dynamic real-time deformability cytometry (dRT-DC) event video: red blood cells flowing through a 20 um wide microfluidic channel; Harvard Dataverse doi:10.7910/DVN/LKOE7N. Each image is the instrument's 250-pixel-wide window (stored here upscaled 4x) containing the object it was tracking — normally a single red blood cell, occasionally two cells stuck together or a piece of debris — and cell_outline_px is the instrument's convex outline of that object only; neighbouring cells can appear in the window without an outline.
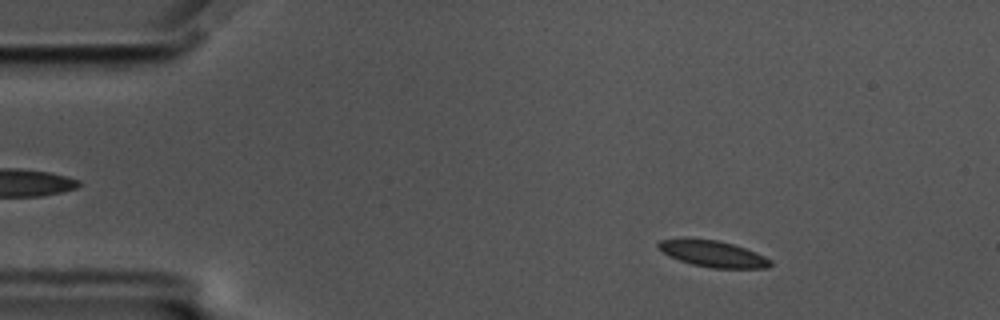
{"species": "common noctule bat (a hibernating species)", "species_latin": "Nyctalus noctula", "temperature_condition": "cold", "stored_images_in_passage": 57, "camera_frame_rate_fps": 3000, "um_per_image_px": 0.085, "animal": {"sex": "male", "body_mass_g": 17.5, "forearm_length_mm": 52.3}, "frame": {"image": 1, "passage_image": 8, "time_ms": 2.333, "image_size_px": [1000, 320], "cell_outline_px": [[772, 264], [768, 268], [712, 268], [692, 264], [668, 256], [656, 244], [660, 240], [684, 236], [688, 236], [716, 240], [732, 244], [756, 252], [772, 260]], "centroid_in_image_um": [60.56, 21.54], "position_along_channel_um": 24.4, "area_um2": 17.51}}
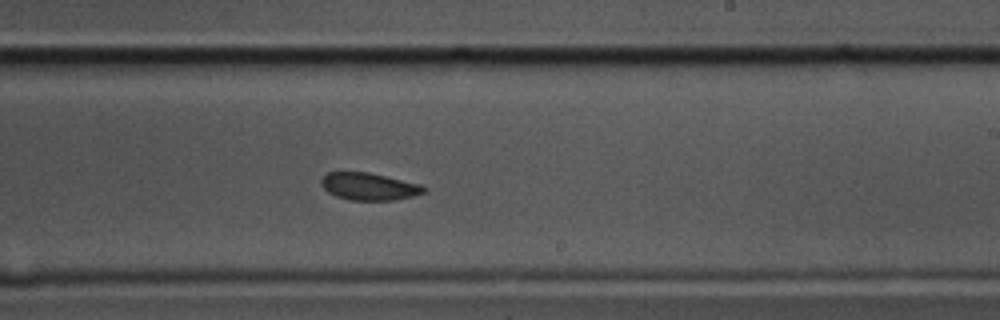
{"frame": {"image": 2, "passage_image": 34, "time_ms": 11.0, "image_size_px": [1000, 320], "cell_outline_px": [[428, 188], [424, 192], [412, 196], [396, 200], [348, 200], [336, 196], [328, 192], [320, 184], [320, 180], [328, 172], [368, 172], [420, 184]], "centroid_in_image_um": [31.35, 15.85], "position_along_channel_um": 257.6, "area_um2": 16.3}}
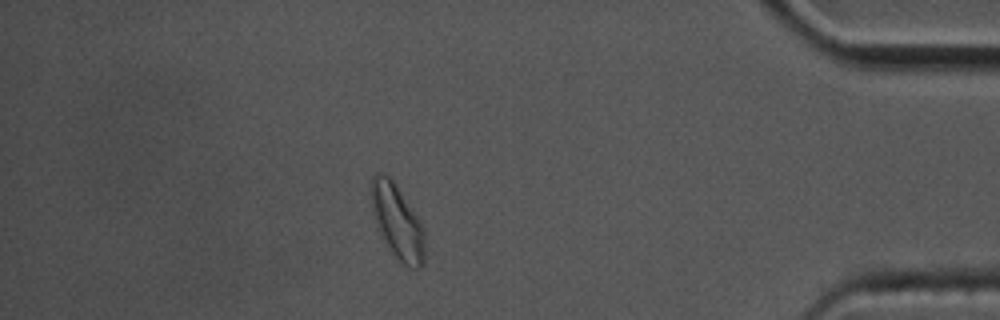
{"frame": {"image": 3, "passage_image": 50, "time_ms": 16.333, "image_size_px": [1000, 320], "cell_outline_px": [[424, 264], [420, 268], [412, 268], [404, 264], [396, 256], [384, 240], [380, 232], [372, 212], [372, 176], [376, 172], [380, 172], [388, 176], [392, 180], [424, 228]], "centroid_in_image_um": [33.78, 18.86], "position_along_channel_um": 401.4, "area_um2": 22.37}, "authors_computed_cell_mechanics": {"area_um2": 17.34, "velocity_mm_per_s": 3.4827, "shape_relaxation_time_tau1_ms": 4.3756, "shape_relaxation_time_tau2_ms": 2.1417, "deformation_change_tau1": 0.0862, "deformation_change_tau2": 0.0686}}